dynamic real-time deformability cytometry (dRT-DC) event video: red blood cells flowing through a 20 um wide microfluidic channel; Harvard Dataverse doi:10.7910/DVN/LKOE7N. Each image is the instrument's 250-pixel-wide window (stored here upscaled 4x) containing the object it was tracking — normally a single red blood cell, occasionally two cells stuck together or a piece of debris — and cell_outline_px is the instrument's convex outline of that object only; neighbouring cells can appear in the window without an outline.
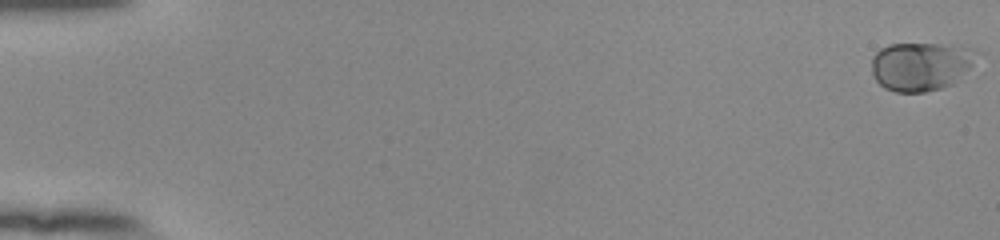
{"species": "human", "species_latin": "Homo sapiens", "temperature_condition": "room temperature", "stored_images_in_passage": 56, "camera_frame_rate_fps": 3000, "um_per_image_px": 0.085, "donor": {"sex": "female"}, "frame": {"image": 1, "passage_image": 1, "time_ms": 0.0, "image_size_px": [1000, 240], "cell_outline_px": [[980, 52], [972, 64], [952, 84], [940, 88], [924, 92], [896, 92], [884, 88], [872, 76], [872, 56], [880, 48], [888, 44], [940, 44], [976, 48]], "centroid_in_image_um": [78.25, 5.61], "position_along_channel_um": 6.7, "area_um2": 29.82}}
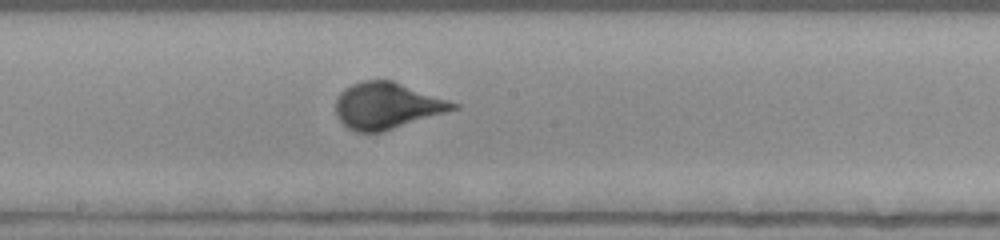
{"frame": {"image": 2, "passage_image": 32, "time_ms": 10.333, "image_size_px": [1000, 240], "cell_outline_px": [[460, 108], [380, 132], [356, 132], [348, 128], [336, 116], [336, 100], [340, 92], [344, 88], [352, 84], [364, 80], [392, 80], [460, 104]], "centroid_in_image_um": [32.88, 8.98], "position_along_channel_um": 215.3, "area_um2": 31.5}}
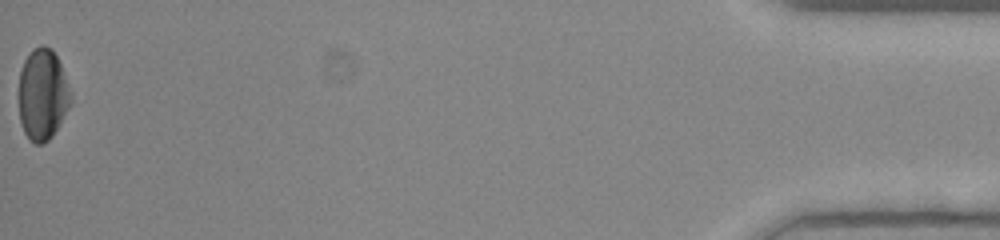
{"frame": {"image": 3, "passage_image": 56, "time_ms": 18.333, "image_size_px": [1000, 240], "cell_outline_px": [[72, 104], [52, 136], [48, 140], [40, 144], [36, 144], [28, 140], [24, 132], [20, 120], [20, 68], [24, 60], [32, 48], [40, 44], [44, 44], [52, 48], [60, 64], [72, 92]], "centroid_in_image_um": [3.64, 8.01], "position_along_channel_um": 431.6, "area_um2": 27.92}, "authors_computed_cell_mechanics": {"area_um2": 28.9578, "velocity_mm_per_s": 3.8328, "shape_relaxation_time_tau1_ms": 3.2908, "shape_relaxation_time_tau2_ms": null, "deformation_change_tau1": 0.168, "deformation_change_tau2": null}}